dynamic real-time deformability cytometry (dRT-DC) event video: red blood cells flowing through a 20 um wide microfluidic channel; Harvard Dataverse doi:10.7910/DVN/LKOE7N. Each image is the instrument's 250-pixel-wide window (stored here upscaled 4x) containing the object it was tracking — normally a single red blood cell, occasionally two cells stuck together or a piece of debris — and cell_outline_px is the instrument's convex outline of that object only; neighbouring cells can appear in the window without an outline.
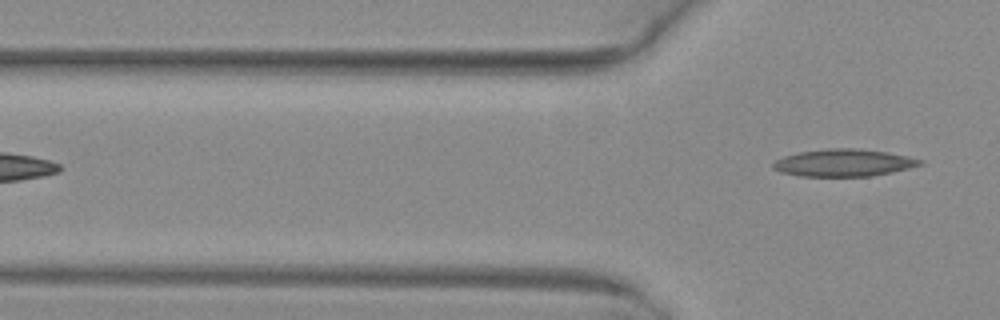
{"species": "common noctule bat (a hibernating species)", "species_latin": "Nyctalus noctula", "temperature_condition": "warm", "stored_images_in_passage": 6, "camera_frame_rate_fps": 3000, "um_per_image_px": 0.085, "animal": {"sex": "female", "body_mass_g": 29.2, "forearm_length_mm": 56.3}, "frame": {"image": 1, "passage_image": 6, "time_ms": 1.667, "image_size_px": [1000, 320], "cell_outline_px": [[924, 164], [892, 172], [872, 176], [800, 176], [780, 172], [772, 168], [772, 164], [776, 160], [784, 156], [800, 152], [828, 148], [856, 148], [888, 152], [908, 156], [924, 160]], "centroid_in_image_um": [71.73, 13.83], "position_along_channel_um": 54.1, "area_um2": 23.41}}